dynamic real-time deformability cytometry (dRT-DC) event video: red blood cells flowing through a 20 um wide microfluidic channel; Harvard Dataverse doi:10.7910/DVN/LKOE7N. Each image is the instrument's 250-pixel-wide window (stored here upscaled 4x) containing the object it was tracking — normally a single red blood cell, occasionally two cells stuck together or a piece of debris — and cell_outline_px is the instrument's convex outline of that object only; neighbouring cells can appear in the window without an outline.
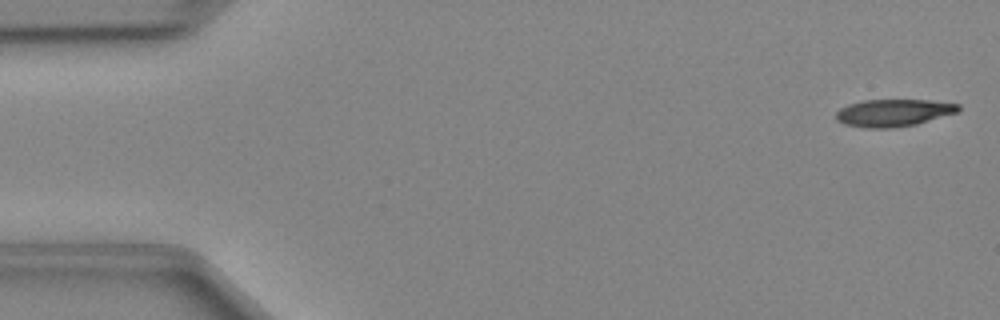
{"species": "Egyptian fruit bat (a non-hibernating species)", "species_latin": "Rousettus aegyptiacus", "temperature_condition": "cold", "stored_images_in_passage": 47, "camera_frame_rate_fps": 3000, "um_per_image_px": 0.085, "animal": {"sex": "female"}, "frame": {"image": 1, "passage_image": 1, "time_ms": 0.0, "image_size_px": [1000, 320], "cell_outline_px": [[960, 112], [916, 124], [892, 128], [864, 128], [844, 124], [836, 120], [836, 112], [840, 108], [848, 104], [864, 100], [928, 100], [960, 104]], "centroid_in_image_um": [75.95, 9.59], "position_along_channel_um": 9.1, "area_um2": 19.59}}
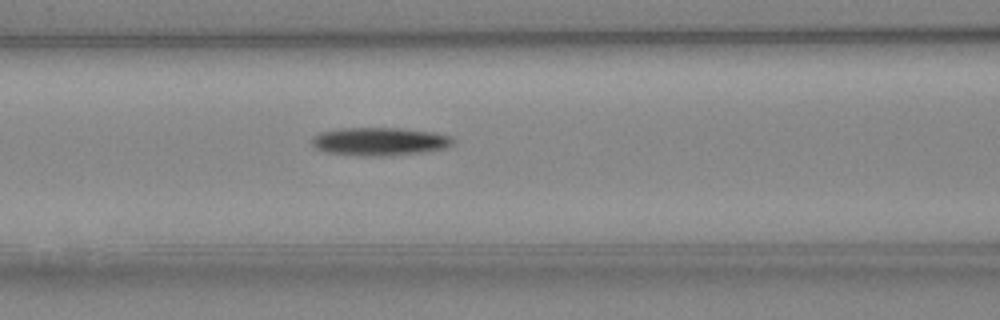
{"frame": {"image": 2, "passage_image": 19, "time_ms": 6.0, "image_size_px": [1000, 320], "cell_outline_px": [[452, 144], [448, 148], [424, 152], [384, 156], [360, 156], [324, 152], [316, 148], [312, 144], [312, 136], [320, 132], [344, 128], [392, 128], [432, 132], [448, 136], [452, 140]], "centroid_in_image_um": [32.22, 12.04], "position_along_channel_um": 134.4, "area_um2": 23.0}}
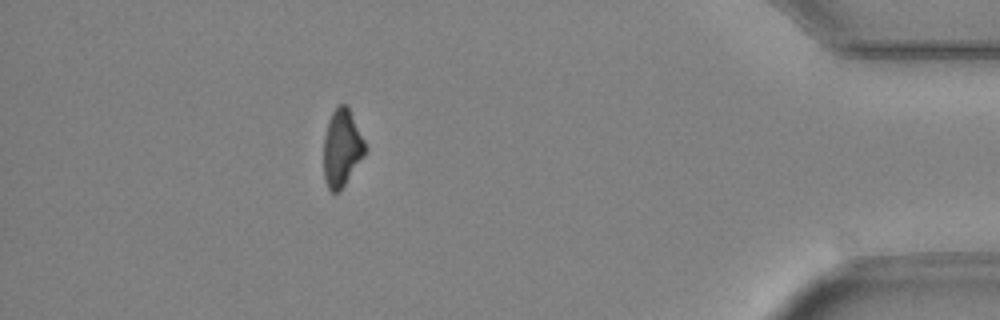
{"frame": {"image": 3, "passage_image": 42, "time_ms": 13.667, "image_size_px": [1000, 320], "cell_outline_px": [[368, 148], [364, 156], [344, 184], [336, 192], [332, 192], [328, 188], [324, 180], [324, 136], [328, 120], [332, 112], [340, 104], [344, 104], [348, 108]], "centroid_in_image_um": [29.05, 12.58], "position_along_channel_um": 406.2, "area_um2": 18.32}}